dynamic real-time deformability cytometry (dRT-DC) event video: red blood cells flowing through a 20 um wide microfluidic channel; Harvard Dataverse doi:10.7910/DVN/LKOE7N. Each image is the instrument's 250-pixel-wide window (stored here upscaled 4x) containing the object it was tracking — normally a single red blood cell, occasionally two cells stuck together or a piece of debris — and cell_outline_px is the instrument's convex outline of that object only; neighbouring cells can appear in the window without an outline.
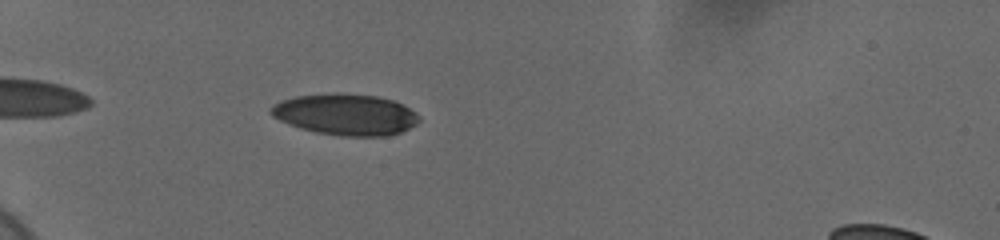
{"species": "human", "species_latin": "Homo sapiens", "temperature_condition": "cold", "stored_images_in_passage": 42, "camera_frame_rate_fps": 3000, "um_per_image_px": 0.085, "donor": {"sex": "female"}, "frame": {"image": 1, "passage_image": 4, "time_ms": 1.0, "image_size_px": [1000, 240], "cell_outline_px": [[420, 120], [416, 124], [400, 132], [388, 136], [344, 136], [316, 132], [300, 128], [288, 124], [272, 116], [268, 112], [268, 108], [272, 104], [280, 100], [296, 96], [336, 92], [340, 92], [376, 96], [392, 100], [416, 112], [420, 116]], "centroid_in_image_um": [29.33, 9.72], "position_along_channel_um": 55.7, "area_um2": 35.84}}
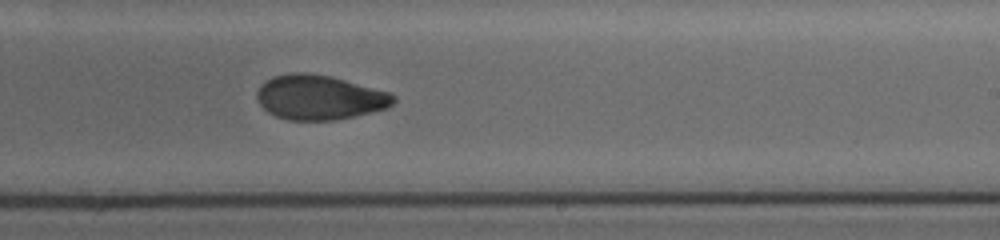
{"frame": {"image": 2, "passage_image": 23, "time_ms": 7.333, "image_size_px": [1000, 240], "cell_outline_px": [[396, 100], [392, 104], [384, 108], [336, 120], [288, 120], [276, 116], [268, 112], [260, 104], [256, 96], [256, 92], [260, 84], [272, 76], [292, 72], [308, 72], [332, 76], [392, 92], [396, 96]], "centroid_in_image_um": [27.14, 8.25], "position_along_channel_um": 261.9, "area_um2": 35.72}}
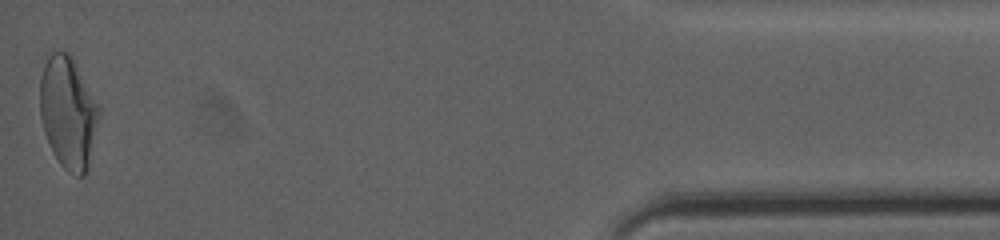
{"frame": {"image": 3, "passage_image": 42, "time_ms": 13.667, "image_size_px": [1000, 240], "cell_outline_px": [[100, 116], [88, 164], [84, 176], [76, 176], [68, 172], [60, 164], [52, 152], [44, 132], [40, 116], [40, 80], [48, 56], [52, 52], [68, 52], [72, 56], [100, 104]], "centroid_in_image_um": [5.81, 9.56], "position_along_channel_um": 429.4, "area_um2": 38.67}, "authors_computed_cell_mechanics": {"area_um2": 36.0672, "velocity_mm_per_s": 3.7, "shape_relaxation_time_tau1_ms": 7.2347, "shape_relaxation_time_tau2_ms": 2.3003, "deformation_change_tau1": 0.1898, "deformation_change_tau2": 0.0649}}